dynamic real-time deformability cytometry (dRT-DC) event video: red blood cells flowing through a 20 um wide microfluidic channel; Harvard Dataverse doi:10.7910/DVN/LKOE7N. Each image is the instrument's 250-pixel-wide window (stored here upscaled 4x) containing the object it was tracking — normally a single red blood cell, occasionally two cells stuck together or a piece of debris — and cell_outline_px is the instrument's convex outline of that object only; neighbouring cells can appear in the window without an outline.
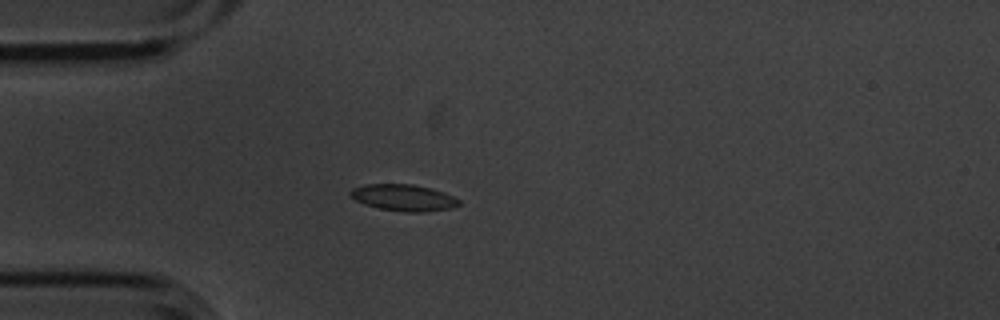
{"species": "common noctule bat (a hibernating species)", "species_latin": "Nyctalus noctula", "temperature_condition": "cold", "stored_images_in_passage": 2, "camera_frame_rate_fps": 3000, "um_per_image_px": 0.085, "animal": {"sex": "male", "body_mass_g": 20.1, "forearm_length_mm": 53.5}, "frame": {"image": 1, "passage_image": 2, "time_ms": 0.333, "image_size_px": [1000, 320], "cell_outline_px": [[460, 204], [452, 208], [428, 212], [404, 212], [380, 208], [364, 204], [356, 200], [348, 192], [352, 188], [364, 184], [412, 184], [432, 188], [444, 192], [460, 200]], "centroid_in_image_um": [34.32, 16.8], "position_along_channel_um": 50.7, "area_um2": 16.88}}